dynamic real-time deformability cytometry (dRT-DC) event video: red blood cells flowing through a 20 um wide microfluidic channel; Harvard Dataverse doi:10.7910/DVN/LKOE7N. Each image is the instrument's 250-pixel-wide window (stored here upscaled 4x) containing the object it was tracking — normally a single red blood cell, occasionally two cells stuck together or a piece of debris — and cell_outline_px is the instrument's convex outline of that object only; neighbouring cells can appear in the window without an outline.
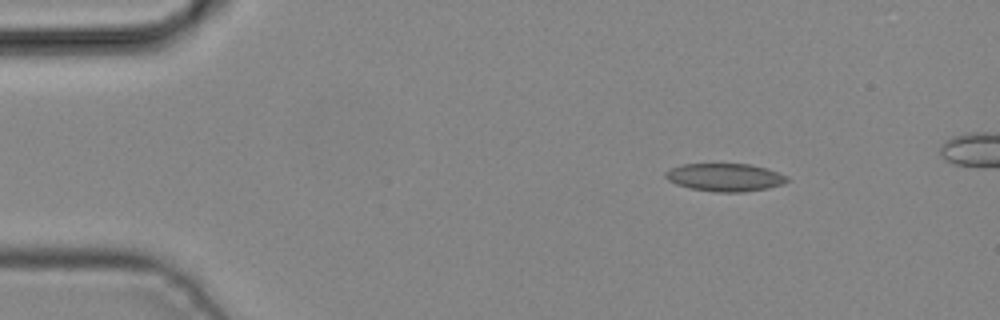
{"species": "common noctule bat (a hibernating species)", "species_latin": "Nyctalus noctula", "temperature_condition": "cold", "stored_images_in_passage": 2, "camera_frame_rate_fps": 3000, "um_per_image_px": 0.085, "animal": {"sex": "male", "body_mass_g": 19.2, "forearm_length_mm": 51.8}, "frame": {"image": 1, "passage_image": 2, "time_ms": 0.333, "image_size_px": [1000, 320], "cell_outline_px": [[788, 180], [784, 184], [768, 188], [744, 192], [716, 192], [692, 188], [676, 184], [668, 180], [664, 176], [664, 172], [680, 164], [748, 164], [768, 168], [788, 176]], "centroid_in_image_um": [61.64, 15.07], "position_along_channel_um": 23.4, "area_um2": 19.83}}